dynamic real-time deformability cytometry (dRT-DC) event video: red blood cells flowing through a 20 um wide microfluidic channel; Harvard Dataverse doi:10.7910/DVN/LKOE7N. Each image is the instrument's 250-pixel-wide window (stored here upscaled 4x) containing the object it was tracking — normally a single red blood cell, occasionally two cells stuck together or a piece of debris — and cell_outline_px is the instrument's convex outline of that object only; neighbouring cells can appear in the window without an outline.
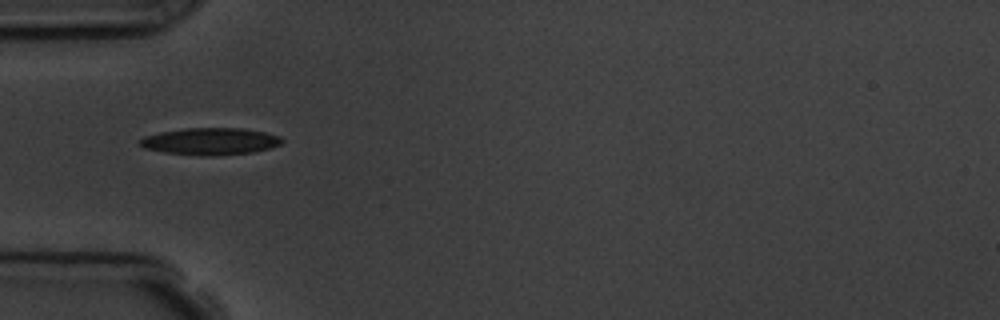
{"species": "common noctule bat (a hibernating species)", "species_latin": "Nyctalus noctula", "temperature_condition": "room temperature", "stored_images_in_passage": 3, "camera_frame_rate_fps": 3000, "um_per_image_px": 0.085, "animal": {"sex": "male", "body_mass_g": 19.5, "forearm_length_mm": 54.6}, "frame": {"image": 1, "passage_image": 1, "time_ms": 0.0, "image_size_px": [1000, 320], "cell_outline_px": [[284, 140], [280, 144], [272, 148], [252, 152], [216, 156], [200, 156], [164, 152], [144, 148], [140, 144], [140, 140], [144, 136], [160, 132], [184, 128], [244, 128], [264, 132], [280, 136]], "centroid_in_image_um": [17.9, 12.02], "position_along_channel_um": 67.1, "area_um2": 22.48}}